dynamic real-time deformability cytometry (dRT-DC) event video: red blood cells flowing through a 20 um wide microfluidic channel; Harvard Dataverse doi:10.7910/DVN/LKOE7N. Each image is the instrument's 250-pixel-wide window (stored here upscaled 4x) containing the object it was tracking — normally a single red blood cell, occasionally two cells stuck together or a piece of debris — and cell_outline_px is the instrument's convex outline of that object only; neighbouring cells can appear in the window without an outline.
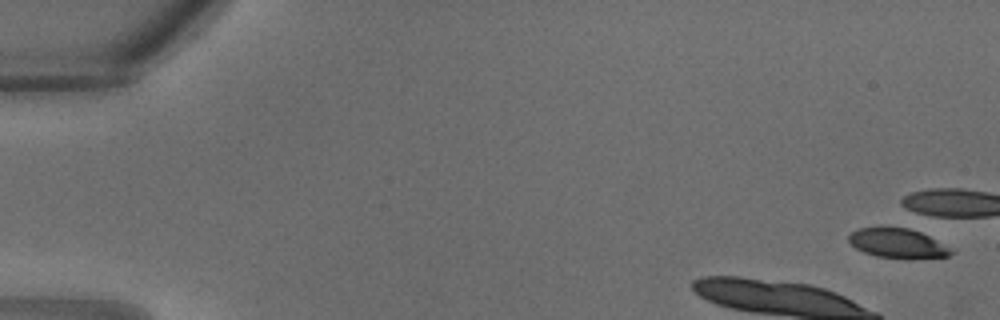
{"species": "common noctule bat (a hibernating species)", "species_latin": "Nyctalus noctula", "temperature_condition": "warm", "stored_images_in_passage": 1, "camera_frame_rate_fps": 3000, "um_per_image_px": 0.085, "animal": {"sex": "male", "body_mass_g": 18.8}, "frame": {"image": 1, "passage_image": 1, "time_ms": 0.0, "image_size_px": [1000, 320], "cell_outline_px": [[956, 252], [948, 256], [908, 260], [876, 256], [864, 252], [856, 248], [848, 240], [848, 236], [852, 232], [860, 228], [880, 224], [888, 224], [908, 228], [920, 232], [928, 236]], "centroid_in_image_um": [76.26, 20.65], "position_along_channel_um": 8.7, "area_um2": 18.32}}